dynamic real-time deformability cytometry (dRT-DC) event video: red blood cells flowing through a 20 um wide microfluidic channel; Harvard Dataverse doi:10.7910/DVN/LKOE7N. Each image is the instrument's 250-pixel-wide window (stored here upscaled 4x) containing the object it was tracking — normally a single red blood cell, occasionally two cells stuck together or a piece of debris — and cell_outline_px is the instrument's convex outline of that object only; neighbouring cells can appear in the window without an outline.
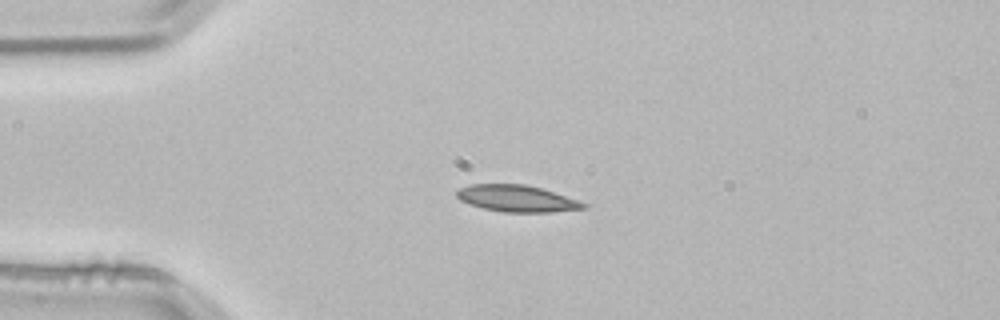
{"species": "common noctule bat (a hibernating species)", "species_latin": "Nyctalus noctula", "temperature_condition": "room temperature", "stored_images_in_passage": 2, "camera_frame_rate_fps": 3000, "um_per_image_px": 0.085, "animal": {"sex": "male", "body_mass_g": 21.5, "forearm_length_mm": 52.0}, "frame": {"image": 1, "passage_image": 2, "time_ms": 0.333, "image_size_px": [1000, 320], "cell_outline_px": [[588, 208], [552, 212], [504, 212], [484, 208], [460, 200], [456, 196], [456, 192], [460, 188], [472, 184], [524, 184], [540, 188], [580, 200], [588, 204]], "centroid_in_image_um": [43.99, 16.87], "position_along_channel_um": 41.0, "area_um2": 19.59}}